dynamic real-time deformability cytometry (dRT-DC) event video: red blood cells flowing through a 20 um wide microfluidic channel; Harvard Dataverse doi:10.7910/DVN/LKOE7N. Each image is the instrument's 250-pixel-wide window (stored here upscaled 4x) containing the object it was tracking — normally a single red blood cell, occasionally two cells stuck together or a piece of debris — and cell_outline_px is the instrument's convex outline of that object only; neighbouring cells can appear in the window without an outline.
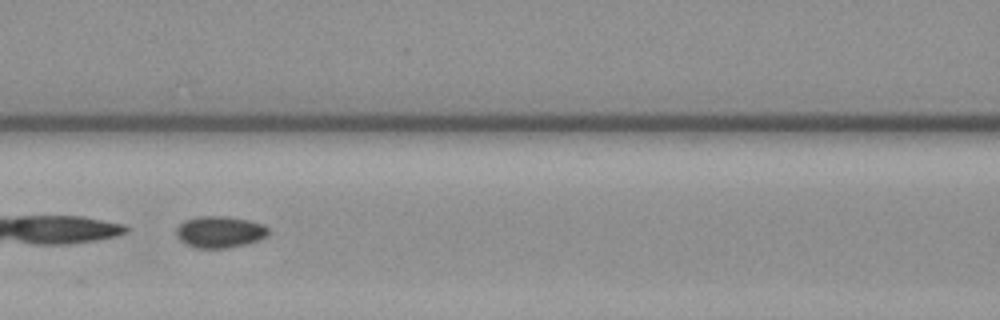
{"species": "common noctule bat (a hibernating species)", "species_latin": "Nyctalus noctula", "temperature_condition": "warm", "stored_images_in_passage": 27, "camera_frame_rate_fps": 3000, "um_per_image_px": 0.085, "animal": {"sex": "female", "body_mass_g": 19.3, "forearm_length_mm": 54.1}, "frame": {"image": 1, "passage_image": 8, "time_ms": 2.333, "image_size_px": [1000, 320], "cell_outline_px": [[268, 236], [248, 244], [228, 248], [196, 248], [180, 240], [176, 236], [176, 228], [184, 220], [200, 216], [228, 216], [248, 220], [264, 224], [268, 228]], "centroid_in_image_um": [18.7, 19.71], "position_along_channel_um": 147.9, "area_um2": 17.11}}
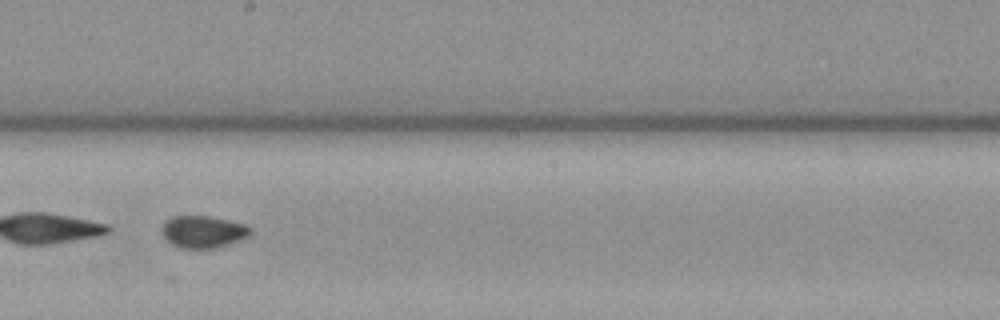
{"frame": {"image": 2, "passage_image": 15, "time_ms": 4.667, "image_size_px": [1000, 320], "cell_outline_px": [[252, 232], [248, 236], [240, 240], [216, 248], [180, 248], [164, 240], [160, 232], [160, 228], [164, 220], [172, 216], [208, 216], [228, 220], [244, 224], [252, 228]], "centroid_in_image_um": [17.2, 19.7], "position_along_channel_um": 231.0, "area_um2": 16.88}}
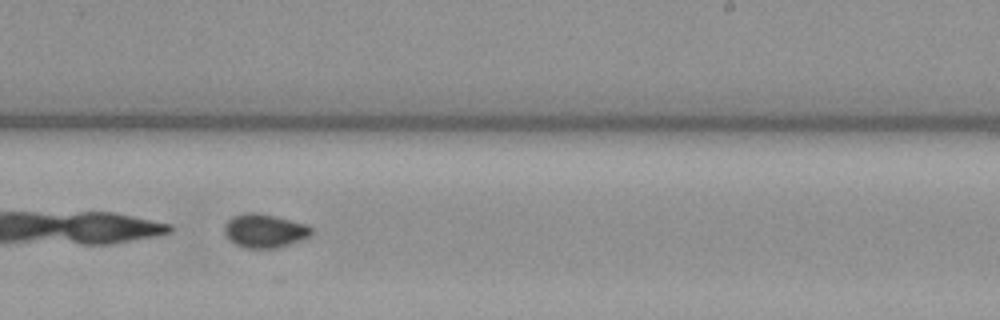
{"frame": {"image": 3, "passage_image": 18, "time_ms": 5.667, "image_size_px": [1000, 320], "cell_outline_px": [[312, 232], [308, 236], [288, 244], [276, 248], [244, 248], [236, 244], [224, 232], [224, 224], [232, 216], [244, 212], [256, 212], [276, 216], [308, 224], [312, 228]], "centroid_in_image_um": [22.47, 19.59], "position_along_channel_um": 266.5, "area_um2": 16.99}}